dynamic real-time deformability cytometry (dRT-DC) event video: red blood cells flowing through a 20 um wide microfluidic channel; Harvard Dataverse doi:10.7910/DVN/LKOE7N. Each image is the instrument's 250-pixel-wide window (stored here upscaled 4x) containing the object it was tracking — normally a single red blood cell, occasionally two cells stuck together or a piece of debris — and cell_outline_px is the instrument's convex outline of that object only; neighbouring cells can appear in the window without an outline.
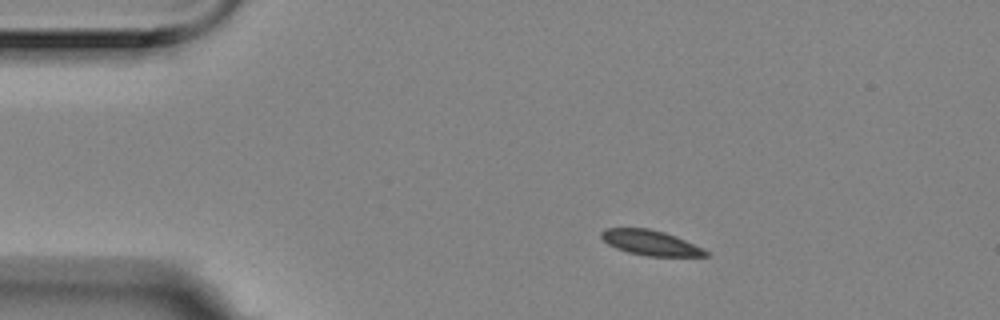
{"species": "Egyptian fruit bat (a non-hibernating species)", "species_latin": "Rousettus aegyptiacus", "temperature_condition": "room temperature", "stored_images_in_passage": 4, "camera_frame_rate_fps": 3000, "um_per_image_px": 0.085, "animal": {"sex": "female"}, "frame": {"image": 1, "passage_image": 1, "time_ms": 0.0, "image_size_px": [1000, 320], "cell_outline_px": [[712, 256], [648, 256], [628, 252], [616, 248], [608, 244], [600, 236], [600, 232], [604, 228], [648, 228], [664, 232], [676, 236], [704, 248], [712, 252]], "centroid_in_image_um": [55.35, 20.64], "position_along_channel_um": 29.7, "area_um2": 15.43}}
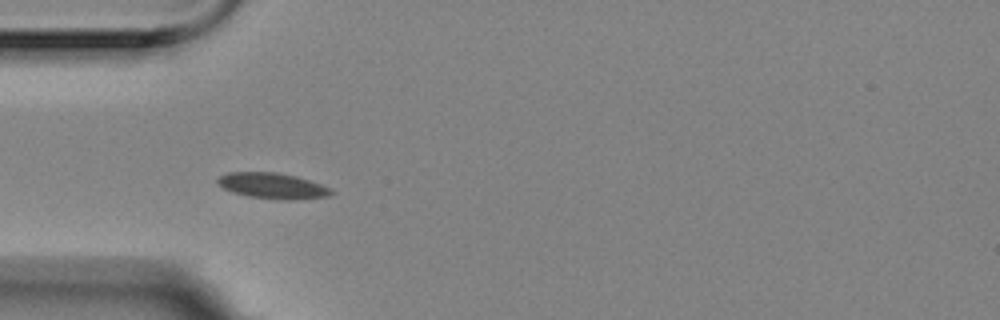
{"frame": {"image": 2, "passage_image": 3, "time_ms": 0.667, "image_size_px": [1000, 320], "cell_outline_px": [[332, 192], [328, 196], [288, 200], [280, 200], [248, 196], [232, 192], [216, 184], [216, 180], [220, 176], [228, 172], [276, 172], [296, 176], [332, 188]], "centroid_in_image_um": [23.12, 15.79], "position_along_channel_um": 61.9, "area_um2": 16.99}}
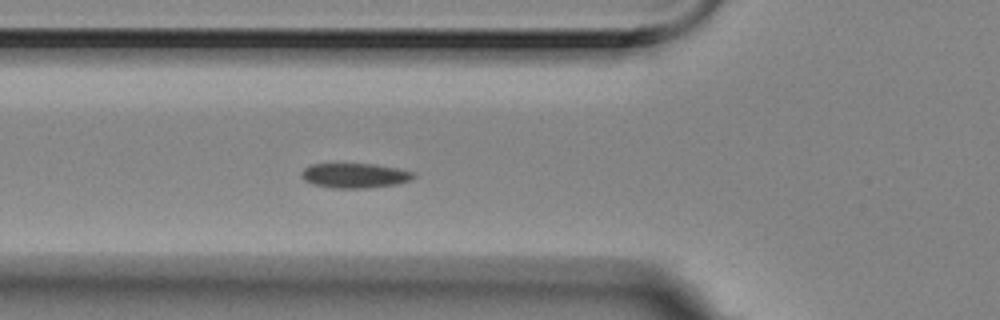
{"frame": {"image": 3, "passage_image": 4, "time_ms": 1.0, "image_size_px": [1000, 320], "cell_outline_px": [[416, 176], [412, 180], [400, 184], [368, 188], [332, 188], [312, 184], [304, 180], [300, 176], [304, 168], [312, 164], [372, 164], [396, 168], [412, 172]], "centroid_in_image_um": [30.16, 14.93], "position_along_channel_um": 95.6, "area_um2": 16.24}}